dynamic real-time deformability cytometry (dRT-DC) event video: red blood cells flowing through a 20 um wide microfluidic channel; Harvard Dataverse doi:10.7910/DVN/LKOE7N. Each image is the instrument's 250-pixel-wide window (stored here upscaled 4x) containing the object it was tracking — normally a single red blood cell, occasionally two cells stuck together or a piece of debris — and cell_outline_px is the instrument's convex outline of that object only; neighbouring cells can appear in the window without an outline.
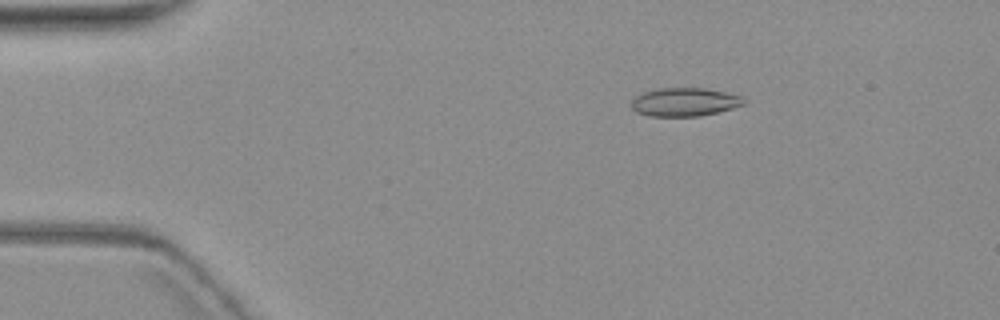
{"species": "common noctule bat (a hibernating species)", "species_latin": "Nyctalus noctula", "temperature_condition": "warm", "stored_images_in_passage": 4, "camera_frame_rate_fps": 3000, "um_per_image_px": 0.085, "animal": {"sex": "female", "body_mass_g": 19.3, "forearm_length_mm": 54.1}, "frame": {"image": 1, "passage_image": 1, "time_ms": 0.0, "image_size_px": [1000, 320], "cell_outline_px": [[748, 100], [744, 104], [732, 108], [700, 116], [648, 116], [636, 112], [632, 108], [632, 100], [636, 96], [644, 92], [660, 88], [704, 88], [724, 92], [740, 96]], "centroid_in_image_um": [58.19, 8.67], "position_along_channel_um": 26.8, "area_um2": 18.5}}